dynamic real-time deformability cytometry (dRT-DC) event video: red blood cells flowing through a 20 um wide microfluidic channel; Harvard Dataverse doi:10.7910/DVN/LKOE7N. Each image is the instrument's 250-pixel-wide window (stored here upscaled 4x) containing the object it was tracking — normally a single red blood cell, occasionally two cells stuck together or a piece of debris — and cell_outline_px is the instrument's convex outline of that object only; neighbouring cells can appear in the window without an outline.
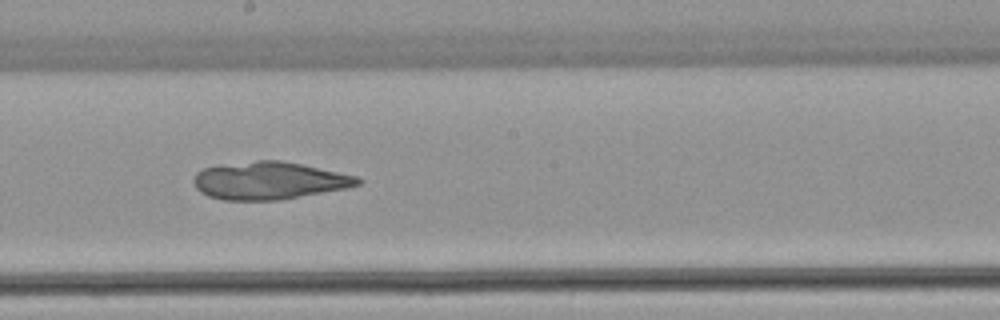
{"species": "common noctule bat (a hibernating species)", "species_latin": "Nyctalus noctula", "temperature_condition": "warm", "stored_images_in_passage": 52, "camera_frame_rate_fps": 3000, "um_per_image_px": 0.085, "animal": {"sex": "female", "body_mass_g": 22.7, "forearm_length_mm": 54.2}, "frame": {"image": 1, "passage_image": 29, "time_ms": 9.333, "image_size_px": [1000, 320], "cell_outline_px": [[364, 180], [360, 184], [344, 188], [280, 200], [224, 200], [208, 196], [200, 192], [196, 188], [192, 180], [196, 172], [204, 168], [216, 164], [256, 160], [280, 160], [300, 164], [356, 176]], "centroid_in_image_um": [22.8, 15.34], "position_along_channel_um": 225.4, "area_um2": 35.95}}
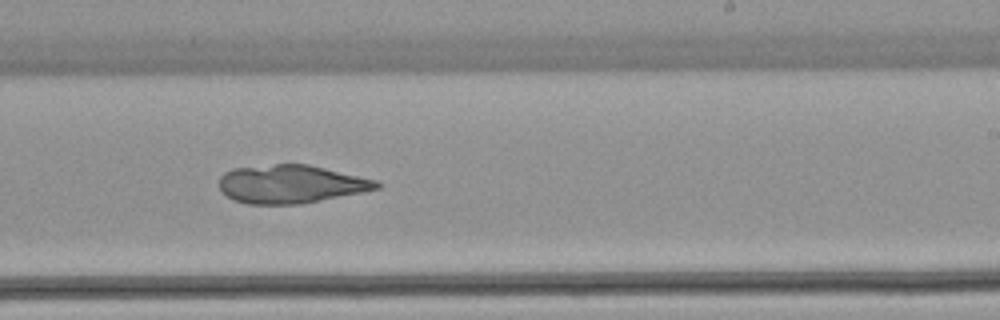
{"frame": {"image": 2, "passage_image": 32, "time_ms": 10.333, "image_size_px": [1000, 320], "cell_outline_px": [[384, 184], [380, 188], [364, 192], [300, 204], [248, 204], [236, 200], [220, 192], [220, 176], [224, 172], [232, 168], [276, 164], [308, 164], [376, 180]], "centroid_in_image_um": [24.73, 15.65], "position_along_channel_um": 264.3, "area_um2": 35.14}}